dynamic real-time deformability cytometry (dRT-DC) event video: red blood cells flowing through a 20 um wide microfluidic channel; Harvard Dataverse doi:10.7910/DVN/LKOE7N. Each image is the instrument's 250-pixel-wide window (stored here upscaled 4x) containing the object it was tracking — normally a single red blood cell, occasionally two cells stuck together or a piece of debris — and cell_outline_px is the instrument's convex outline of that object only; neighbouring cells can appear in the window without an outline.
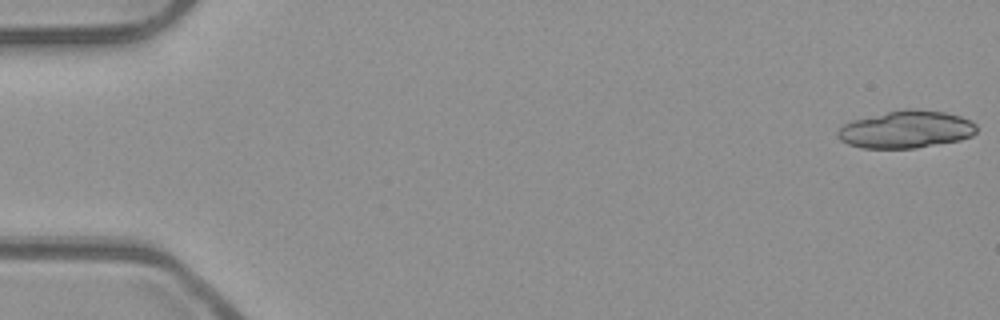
{"species": "common noctule bat (a hibernating species)", "species_latin": "Nyctalus noctula", "temperature_condition": "room temperature", "stored_images_in_passage": 35, "camera_frame_rate_fps": 3000, "um_per_image_px": 0.085, "animal": {"sex": "male", "body_mass_g": 23.1, "forearm_length_mm": 52.7}, "frame": {"image": 1, "passage_image": 1, "time_ms": 0.0, "image_size_px": [1000, 320], "cell_outline_px": [[976, 132], [972, 136], [960, 140], [916, 148], [860, 148], [848, 144], [840, 140], [836, 136], [836, 132], [844, 124], [852, 120], [904, 108], [916, 108], [944, 112], [960, 116], [976, 124]], "centroid_in_image_um": [77.0, 11.0], "position_along_channel_um": 8.0, "area_um2": 30.4}}